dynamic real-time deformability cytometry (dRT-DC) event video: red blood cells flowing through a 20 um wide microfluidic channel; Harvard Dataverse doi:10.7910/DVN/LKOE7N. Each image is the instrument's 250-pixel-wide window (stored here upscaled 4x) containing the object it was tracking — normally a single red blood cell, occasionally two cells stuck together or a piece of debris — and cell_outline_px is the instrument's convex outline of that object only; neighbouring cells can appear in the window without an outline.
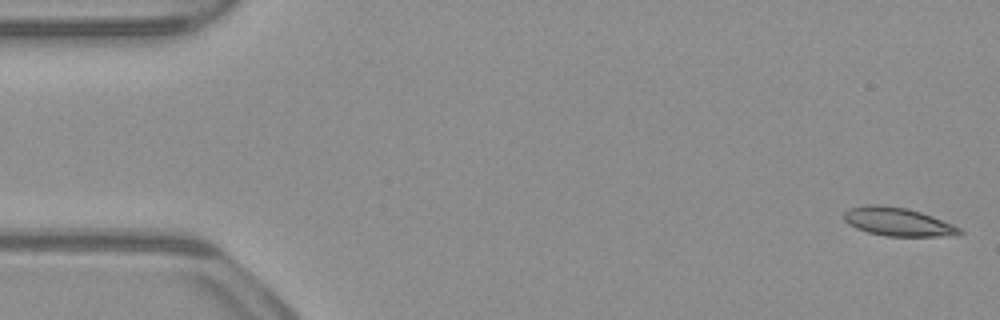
{"species": "common noctule bat (a hibernating species)", "species_latin": "Nyctalus noctula", "temperature_condition": "warm", "stored_images_in_passage": 15, "camera_frame_rate_fps": 3000, "um_per_image_px": 0.085, "animal": {"sex": "male", "body_mass_g": 23.1, "forearm_length_mm": 52.7}, "frame": {"image": 1, "passage_image": 1, "time_ms": 0.0, "image_size_px": [1000, 320], "cell_outline_px": [[964, 232], [956, 236], [888, 236], [868, 232], [856, 228], [848, 224], [844, 220], [844, 212], [848, 208], [864, 204], [884, 204], [908, 208], [932, 216], [952, 224], [960, 228]], "centroid_in_image_um": [76.3, 18.84], "position_along_channel_um": 8.7, "area_um2": 19.36}}
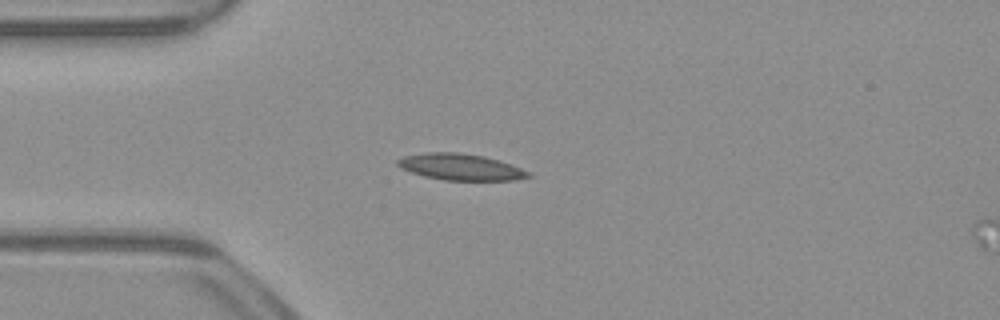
{"frame": {"image": 2, "passage_image": 13, "time_ms": 4.0, "image_size_px": [1000, 320], "cell_outline_px": [[532, 176], [516, 180], [444, 180], [424, 176], [400, 168], [396, 164], [396, 160], [404, 156], [424, 152], [456, 152], [484, 156], [500, 160], [532, 172]], "centroid_in_image_um": [39.16, 14.19], "position_along_channel_um": 45.8, "area_um2": 20.23}}